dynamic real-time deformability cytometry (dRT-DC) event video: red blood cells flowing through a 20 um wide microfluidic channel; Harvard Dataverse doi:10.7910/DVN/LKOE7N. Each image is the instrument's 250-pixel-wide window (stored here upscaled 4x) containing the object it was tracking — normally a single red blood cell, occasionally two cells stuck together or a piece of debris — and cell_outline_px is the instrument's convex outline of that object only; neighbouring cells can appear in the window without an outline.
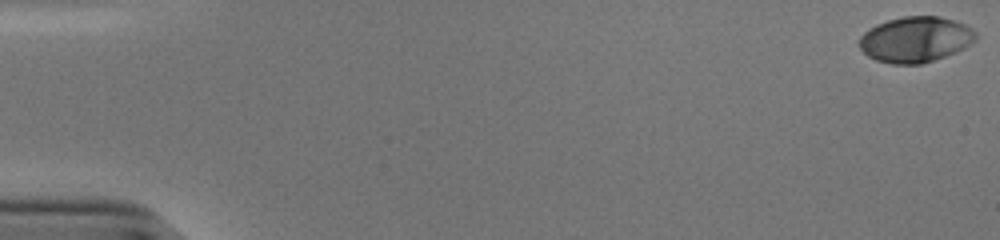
{"species": "human", "species_latin": "Homo sapiens", "temperature_condition": "cold", "stored_images_in_passage": 46, "camera_frame_rate_fps": 3000, "um_per_image_px": 0.085, "donor": {"sex": "male"}, "frame": {"image": 1, "passage_image": 1, "time_ms": 0.0, "image_size_px": [1000, 240], "cell_outline_px": [[976, 40], [964, 48], [956, 52], [920, 64], [892, 64], [876, 60], [868, 56], [856, 44], [856, 40], [864, 32], [876, 24], [888, 20], [904, 16], [940, 16], [964, 24], [972, 28], [976, 32]], "centroid_in_image_um": [77.78, 3.35], "position_along_channel_um": 7.2, "area_um2": 31.1}}
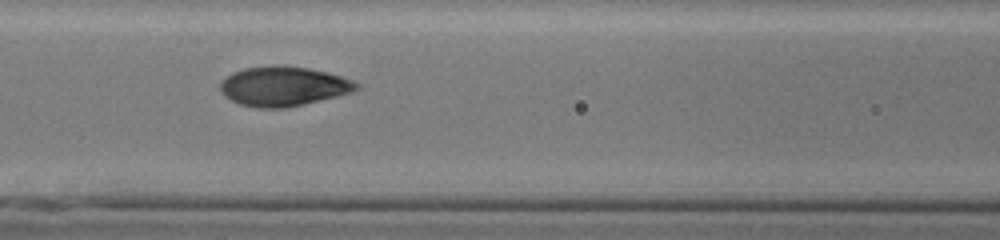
{"frame": {"image": 2, "passage_image": 25, "time_ms": 8.0, "image_size_px": [1000, 240], "cell_outline_px": [[360, 88], [352, 92], [336, 96], [284, 108], [256, 108], [240, 104], [224, 96], [220, 92], [220, 84], [232, 72], [244, 68], [272, 64], [276, 64], [308, 68], [328, 72], [352, 80], [360, 84]], "centroid_in_image_um": [24.08, 7.32], "position_along_channel_um": 142.5, "area_um2": 31.44}}
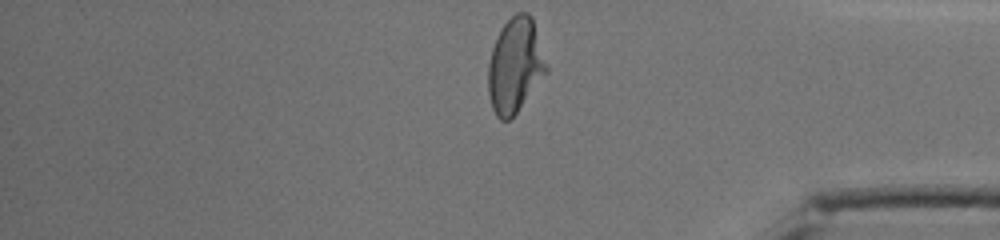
{"frame": {"image": 3, "passage_image": 46, "time_ms": 15.0, "image_size_px": [1000, 240], "cell_outline_px": [[548, 72], [516, 112], [508, 120], [500, 120], [496, 116], [492, 108], [488, 92], [488, 64], [492, 48], [496, 36], [500, 28], [516, 12], [528, 12], [532, 16], [548, 68]], "centroid_in_image_um": [43.78, 5.54], "position_along_channel_um": 391.4, "area_um2": 32.08}, "authors_computed_cell_mechanics": {"area_um2": 30.923, "velocity_mm_per_s": 3.832, "shape_relaxation_time_tau1_ms": 3.6444, "shape_relaxation_time_tau2_ms": null, "deformation_change_tau1": 0.2071, "deformation_change_tau2": null}}